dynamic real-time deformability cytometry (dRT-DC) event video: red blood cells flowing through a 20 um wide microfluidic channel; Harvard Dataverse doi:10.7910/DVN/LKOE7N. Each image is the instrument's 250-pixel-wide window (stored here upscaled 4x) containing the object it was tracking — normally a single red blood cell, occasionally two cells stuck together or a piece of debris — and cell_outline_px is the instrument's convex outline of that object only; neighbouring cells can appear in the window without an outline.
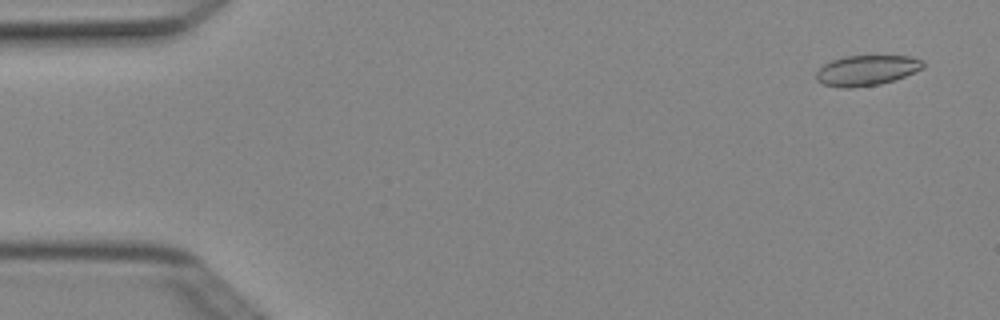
{"species": "Egyptian fruit bat (a non-hibernating species)", "species_latin": "Rousettus aegyptiacus", "temperature_condition": "cold", "stored_images_in_passage": 4, "camera_frame_rate_fps": 3000, "um_per_image_px": 0.085, "animal": {"sex": "female"}, "frame": {"image": 1, "passage_image": 1, "time_ms": 0.0, "image_size_px": [1000, 320], "cell_outline_px": [[924, 68], [904, 76], [880, 84], [852, 88], [840, 88], [824, 84], [816, 80], [816, 72], [824, 64], [832, 60], [844, 56], [912, 56], [924, 60]], "centroid_in_image_um": [73.66, 5.98], "position_along_channel_um": 11.3, "area_um2": 18.9}}
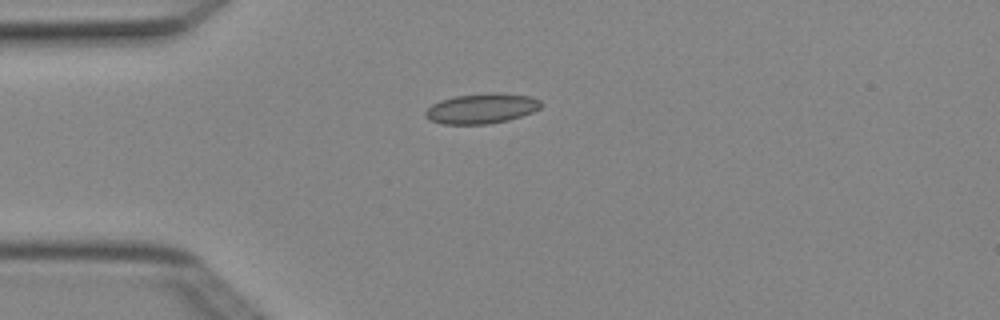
{"frame": {"image": 2, "passage_image": 3, "time_ms": 0.667, "image_size_px": [1000, 320], "cell_outline_px": [[540, 108], [532, 112], [508, 120], [488, 124], [440, 124], [428, 120], [424, 116], [424, 112], [432, 104], [440, 100], [456, 96], [488, 92], [500, 92], [532, 96], [540, 100]], "centroid_in_image_um": [40.91, 9.21], "position_along_channel_um": 44.1, "area_um2": 20.52}}